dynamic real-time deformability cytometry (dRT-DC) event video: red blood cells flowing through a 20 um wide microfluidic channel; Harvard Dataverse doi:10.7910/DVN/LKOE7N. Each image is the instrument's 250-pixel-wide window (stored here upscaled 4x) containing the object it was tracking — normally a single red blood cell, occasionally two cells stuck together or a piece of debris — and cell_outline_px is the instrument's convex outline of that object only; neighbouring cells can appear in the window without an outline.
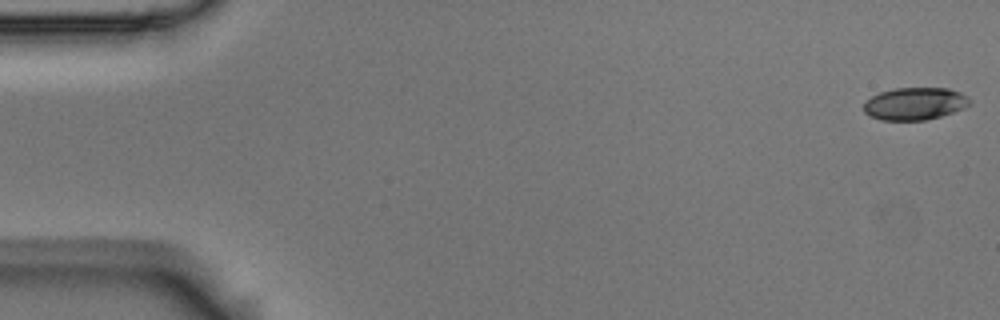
{"species": "Egyptian fruit bat (a non-hibernating species)", "species_latin": "Rousettus aegyptiacus", "temperature_condition": "room temperature", "stored_images_in_passage": 11, "camera_frame_rate_fps": 3000, "um_per_image_px": 0.085, "animal": {"sex": "male"}, "frame": {"image": 1, "passage_image": 1, "time_ms": 0.0, "image_size_px": [1000, 320], "cell_outline_px": [[968, 104], [964, 108], [940, 116], [924, 120], [880, 120], [868, 116], [864, 112], [864, 100], [880, 92], [896, 88], [948, 88], [960, 92], [968, 96]], "centroid_in_image_um": [77.71, 8.81], "position_along_channel_um": 7.3, "area_um2": 20.0}}
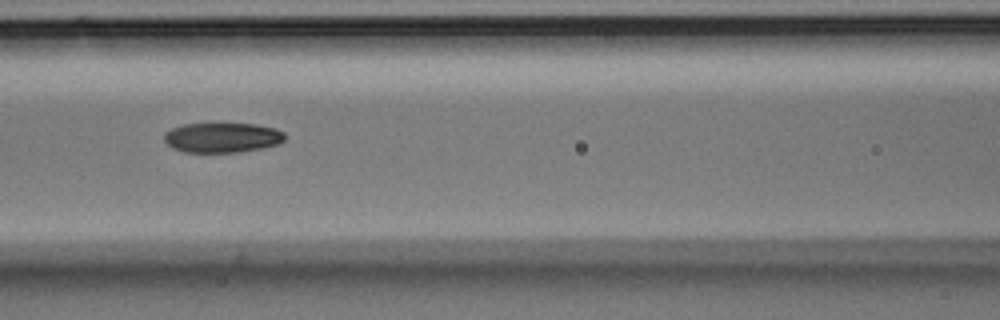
{"frame": {"image": 2, "passage_image": 7, "time_ms": 2.0, "image_size_px": [1000, 320], "cell_outline_px": [[284, 140], [276, 144], [264, 148], [240, 152], [184, 152], [172, 148], [164, 140], [164, 132], [172, 128], [184, 124], [256, 124], [276, 128], [284, 132]], "centroid_in_image_um": [18.89, 11.7], "position_along_channel_um": 147.7, "area_um2": 21.04}}
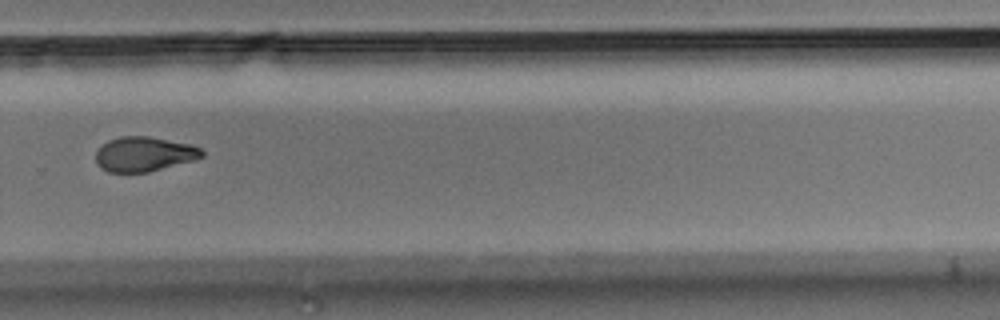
{"frame": {"image": 3, "passage_image": 11, "time_ms": 3.333, "image_size_px": [1000, 320], "cell_outline_px": [[204, 156], [196, 160], [148, 172], [108, 172], [100, 168], [96, 164], [96, 152], [108, 140], [120, 136], [148, 136], [188, 144], [200, 148], [204, 152]], "centroid_in_image_um": [12.25, 13.11], "position_along_channel_um": 317.6, "area_um2": 21.44}}